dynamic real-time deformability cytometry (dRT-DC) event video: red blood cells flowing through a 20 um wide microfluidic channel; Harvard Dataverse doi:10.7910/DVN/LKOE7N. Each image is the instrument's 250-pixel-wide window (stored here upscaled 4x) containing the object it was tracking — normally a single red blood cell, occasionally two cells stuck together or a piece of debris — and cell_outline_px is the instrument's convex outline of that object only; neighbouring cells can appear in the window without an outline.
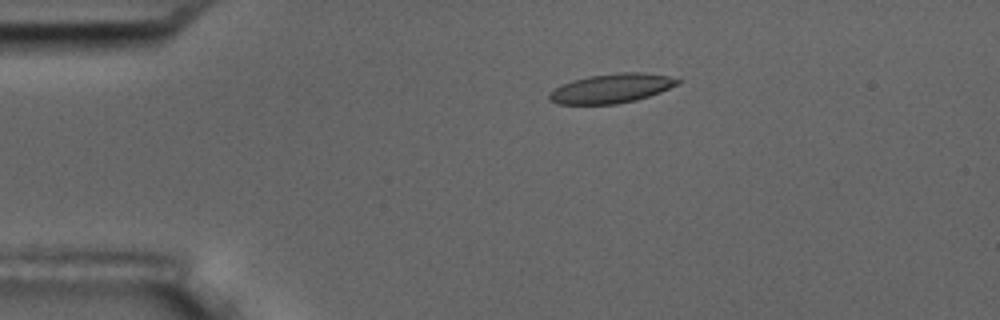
{"species": "common noctule bat (a hibernating species)", "species_latin": "Nyctalus noctula", "temperature_condition": "room temperature", "stored_images_in_passage": 4, "camera_frame_rate_fps": 3000, "um_per_image_px": 0.085, "animal": {"sex": "male", "body_mass_g": 17.5, "forearm_length_mm": 52.3}, "frame": {"image": 1, "passage_image": 3, "time_ms": 3.333, "image_size_px": [1000, 320], "cell_outline_px": [[680, 84], [660, 92], [636, 100], [616, 104], [556, 104], [548, 100], [548, 96], [560, 84], [572, 80], [588, 76], [620, 72], [644, 72], [668, 76], [680, 80]], "centroid_in_image_um": [51.97, 7.51], "position_along_channel_um": 33.0, "area_um2": 21.96}}